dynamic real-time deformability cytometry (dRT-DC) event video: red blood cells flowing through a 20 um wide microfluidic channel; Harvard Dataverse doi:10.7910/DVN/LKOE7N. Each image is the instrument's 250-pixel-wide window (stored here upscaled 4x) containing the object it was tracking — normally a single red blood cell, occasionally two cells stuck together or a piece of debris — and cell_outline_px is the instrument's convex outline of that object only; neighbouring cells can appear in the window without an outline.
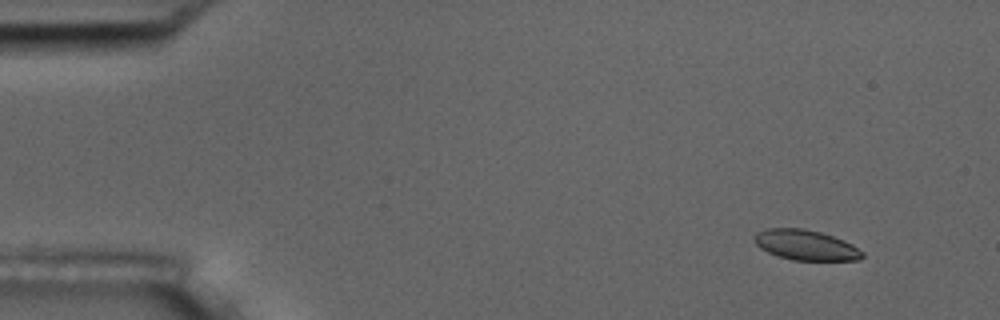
{"species": "common noctule bat (a hibernating species)", "species_latin": "Nyctalus noctula", "temperature_condition": "room temperature", "stored_images_in_passage": 6, "camera_frame_rate_fps": 3000, "um_per_image_px": 0.085, "animal": {"sex": "male", "body_mass_g": 17.5, "forearm_length_mm": 52.3}, "frame": {"image": 1, "passage_image": 2, "time_ms": 0.333, "image_size_px": [1000, 320], "cell_outline_px": [[864, 256], [860, 260], [792, 260], [776, 256], [760, 248], [752, 240], [752, 236], [756, 232], [768, 228], [804, 228], [820, 232], [844, 240], [852, 244], [864, 252]], "centroid_in_image_um": [68.46, 20.83], "position_along_channel_um": 16.5, "area_um2": 19.25}}
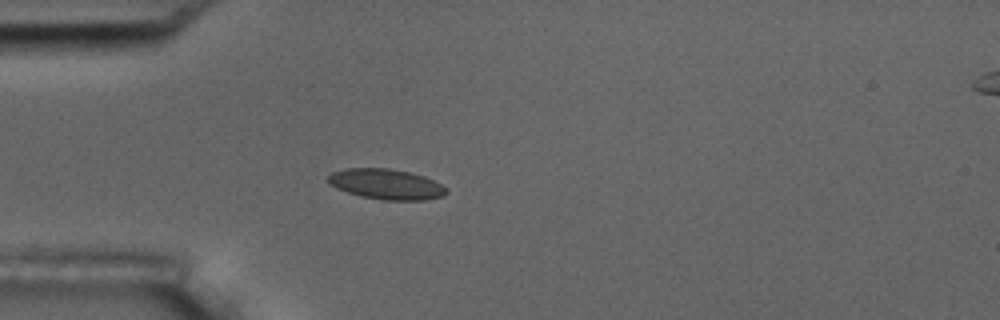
{"frame": {"image": 2, "passage_image": 5, "time_ms": 1.333, "image_size_px": [1000, 320], "cell_outline_px": [[448, 192], [444, 196], [424, 200], [384, 200], [360, 196], [336, 188], [328, 184], [324, 180], [332, 172], [344, 168], [388, 168], [408, 172], [424, 176], [448, 188]], "centroid_in_image_um": [32.79, 15.65], "position_along_channel_um": 52.2, "area_um2": 21.1}}